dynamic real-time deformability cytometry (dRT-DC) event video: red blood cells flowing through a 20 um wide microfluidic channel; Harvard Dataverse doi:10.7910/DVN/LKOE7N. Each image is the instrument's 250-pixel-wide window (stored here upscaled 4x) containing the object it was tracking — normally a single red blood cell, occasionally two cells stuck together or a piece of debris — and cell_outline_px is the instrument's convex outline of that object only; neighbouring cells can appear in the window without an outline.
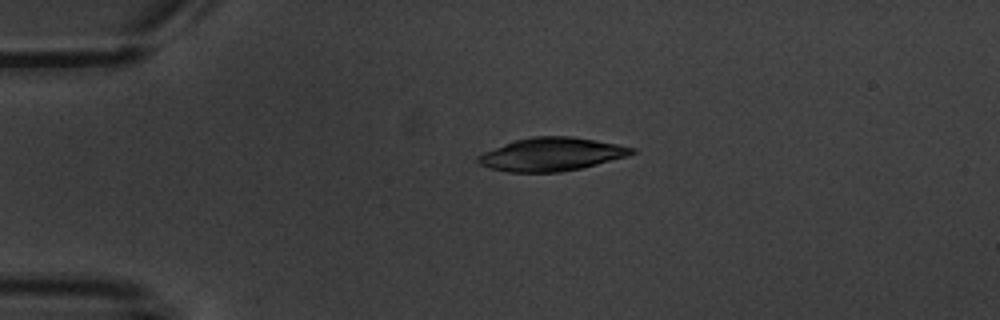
{"species": "common noctule bat (a hibernating species)", "species_latin": "Nyctalus noctula", "temperature_condition": "warm", "stored_images_in_passage": 2, "camera_frame_rate_fps": 3000, "um_per_image_px": 0.085, "animal": {"sex": "male", "body_mass_g": 20.1, "forearm_length_mm": 53.5}, "frame": {"image": 1, "passage_image": 1, "time_ms": 0.0, "image_size_px": [1000, 320], "cell_outline_px": [[636, 152], [628, 156], [580, 168], [560, 172], [508, 172], [488, 168], [480, 164], [476, 160], [476, 156], [484, 152], [504, 144], [516, 140], [532, 136], [572, 136], [596, 140], [636, 148]], "centroid_in_image_um": [46.86, 13.11], "position_along_channel_um": 38.1, "area_um2": 29.71}}